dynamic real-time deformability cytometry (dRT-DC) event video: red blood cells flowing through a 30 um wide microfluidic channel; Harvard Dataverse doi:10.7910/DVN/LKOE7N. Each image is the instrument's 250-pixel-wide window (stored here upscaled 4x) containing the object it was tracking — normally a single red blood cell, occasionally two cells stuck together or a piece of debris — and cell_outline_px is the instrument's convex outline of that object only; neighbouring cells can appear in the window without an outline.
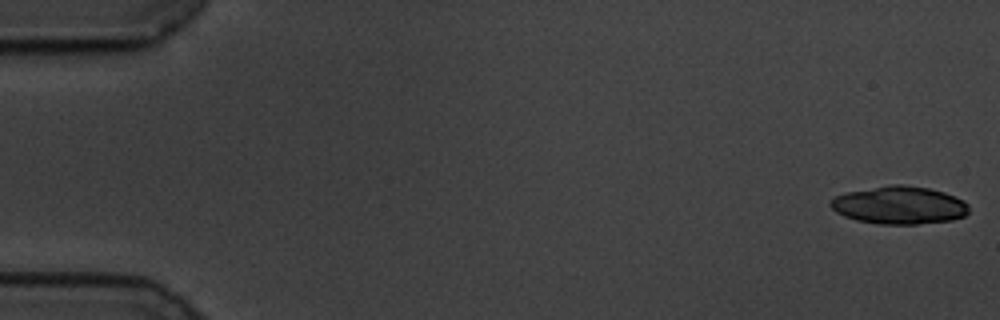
{"species": "common noctule bat (a hibernating species)", "species_latin": "Nyctalus noctula", "temperature_condition": "cold", "stored_images_in_passage": 35, "camera_frame_rate_fps": 3000, "um_per_image_px": 0.085, "animal": {"sex": "male", "body_mass_g": 19.5, "forearm_length_mm": 54.6}, "frame": {"image": 1, "passage_image": 1, "time_ms": 0.0, "image_size_px": [1000, 320], "cell_outline_px": [[968, 212], [964, 216], [952, 220], [916, 224], [880, 224], [856, 220], [844, 216], [836, 212], [828, 204], [836, 196], [848, 192], [892, 184], [900, 184], [928, 188], [944, 192], [964, 200], [968, 204]], "centroid_in_image_um": [76.45, 17.44], "position_along_channel_um": 8.5, "area_um2": 30.35}}